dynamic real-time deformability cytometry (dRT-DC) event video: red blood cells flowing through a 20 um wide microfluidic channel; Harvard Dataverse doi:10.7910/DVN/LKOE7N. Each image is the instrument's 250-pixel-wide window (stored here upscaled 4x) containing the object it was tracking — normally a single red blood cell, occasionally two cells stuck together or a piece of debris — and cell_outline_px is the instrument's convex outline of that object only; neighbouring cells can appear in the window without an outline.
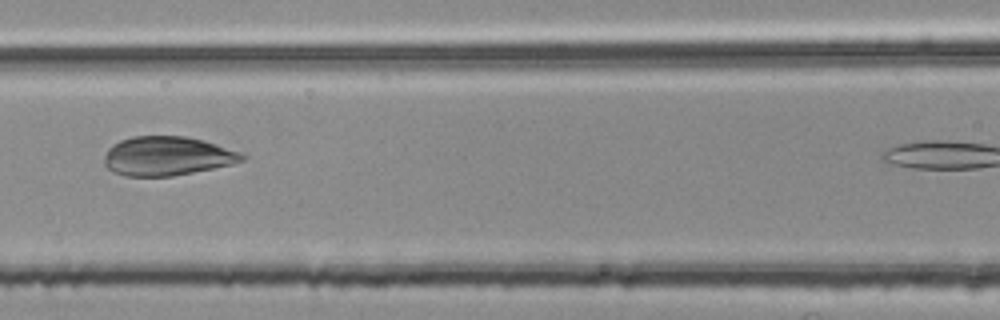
{"species": "common noctule bat (a hibernating species)", "species_latin": "Nyctalus noctula", "temperature_condition": "room temperature", "stored_images_in_passage": 31, "camera_frame_rate_fps": 3000, "um_per_image_px": 0.085, "animal": {"sex": "female", "body_mass_g": 25.1}, "frame": {"image": 1, "passage_image": 11, "time_ms": 3.333, "image_size_px": [1000, 320], "cell_outline_px": [[248, 156], [244, 160], [232, 164], [172, 176], [124, 176], [108, 168], [104, 164], [104, 156], [108, 148], [112, 144], [120, 140], [132, 136], [184, 136], [216, 144], [240, 152]], "centroid_in_image_um": [14.19, 13.26], "position_along_channel_um": 152.4, "area_um2": 31.21}}
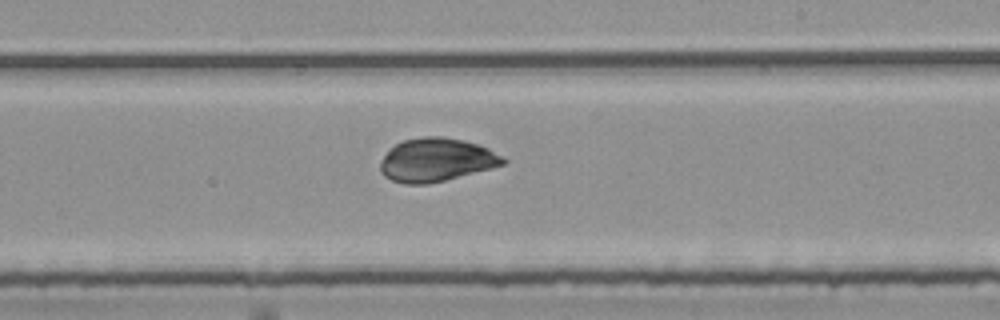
{"frame": {"image": 2, "passage_image": 19, "time_ms": 6.0, "image_size_px": [1000, 320], "cell_outline_px": [[508, 160], [504, 164], [492, 168], [428, 184], [404, 184], [392, 180], [384, 176], [380, 172], [380, 160], [396, 144], [404, 140], [424, 136], [444, 136], [464, 140], [488, 148], [504, 156]], "centroid_in_image_um": [37.1, 13.59], "position_along_channel_um": 251.9, "area_um2": 31.04}}
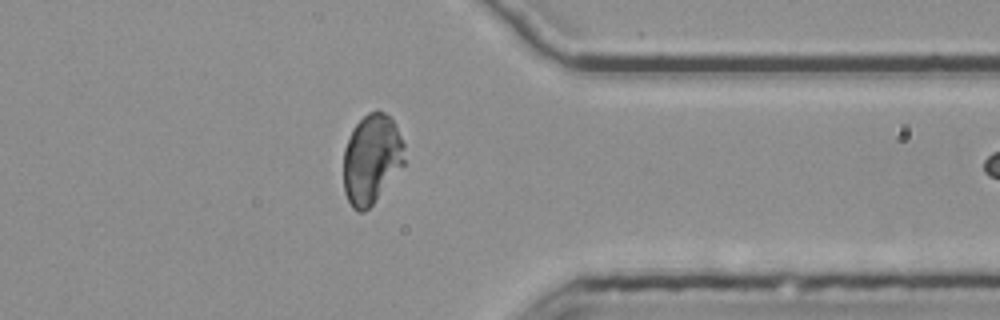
{"frame": {"image": 3, "passage_image": 30, "time_ms": 9.667, "image_size_px": [1000, 320], "cell_outline_px": [[404, 164], [372, 204], [364, 212], [356, 212], [352, 208], [344, 192], [344, 148], [352, 128], [368, 112], [376, 108], [384, 112], [396, 124], [404, 144]], "centroid_in_image_um": [31.57, 13.49], "position_along_channel_um": 379.8, "area_um2": 31.91}}